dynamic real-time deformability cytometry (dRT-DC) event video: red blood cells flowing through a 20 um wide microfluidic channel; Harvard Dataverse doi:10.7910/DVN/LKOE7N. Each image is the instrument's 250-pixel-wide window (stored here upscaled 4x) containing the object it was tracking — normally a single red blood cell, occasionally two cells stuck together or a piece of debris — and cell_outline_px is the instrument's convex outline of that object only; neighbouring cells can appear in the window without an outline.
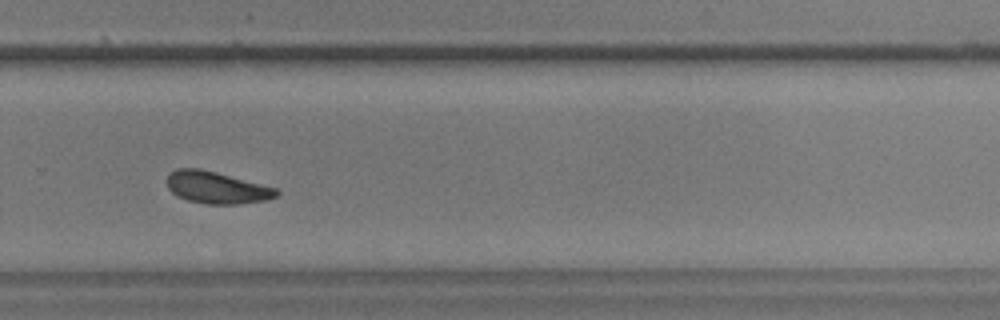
{"species": "common noctule bat (a hibernating species)", "species_latin": "Nyctalus noctula", "temperature_condition": "warm", "stored_images_in_passage": 42, "camera_frame_rate_fps": 3000, "um_per_image_px": 0.085, "animal": {"sex": "male", "body_mass_g": 17.9, "forearm_length_mm": 54.2}, "frame": {"image": 1, "passage_image": 24, "time_ms": 7.667, "image_size_px": [1000, 320], "cell_outline_px": [[280, 192], [276, 196], [264, 200], [240, 204], [208, 204], [188, 200], [172, 192], [168, 188], [168, 176], [176, 168], [200, 168], [216, 172], [276, 188]], "centroid_in_image_um": [18.42, 15.94], "position_along_channel_um": 311.4, "area_um2": 20.06}, "authors_computed_cell_mechanics": {"area_um2": 20.7213, "velocity_mm_per_s": 3.5039, "shape_relaxation_time_tau1_ms": 4.1864, "shape_relaxation_time_tau2_ms": 4.5781, "deformation_change_tau1": 0.1086, "deformation_change_tau2": 0.1094}}